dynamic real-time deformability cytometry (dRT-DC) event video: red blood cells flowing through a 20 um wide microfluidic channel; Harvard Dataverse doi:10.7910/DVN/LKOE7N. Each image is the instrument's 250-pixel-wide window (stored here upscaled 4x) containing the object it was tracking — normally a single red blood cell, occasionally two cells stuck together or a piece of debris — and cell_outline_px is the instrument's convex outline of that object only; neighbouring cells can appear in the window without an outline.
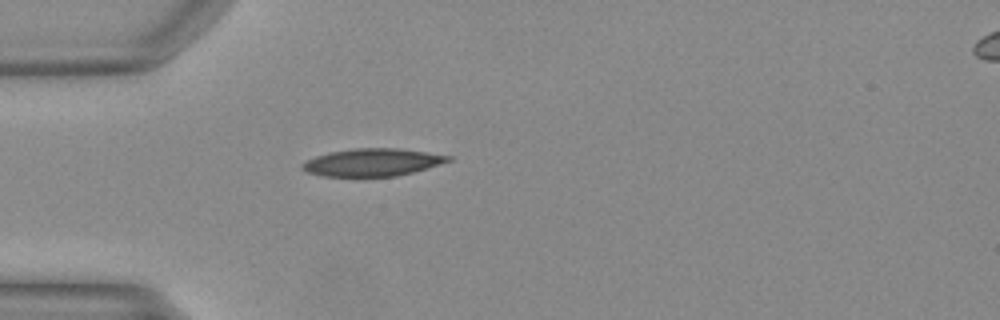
{"species": "Egyptian fruit bat (a non-hibernating species)", "species_latin": "Rousettus aegyptiacus", "temperature_condition": "warm", "stored_images_in_passage": 32, "camera_frame_rate_fps": 3000, "um_per_image_px": 0.085, "animal": {"sex": "female"}, "frame": {"image": 1, "passage_image": 1, "time_ms": 0.0, "image_size_px": [1000, 320], "cell_outline_px": [[452, 160], [440, 164], [412, 172], [396, 176], [324, 176], [308, 172], [300, 168], [300, 164], [316, 156], [332, 152], [356, 148], [400, 148], [452, 156]], "centroid_in_image_um": [31.66, 13.79], "position_along_channel_um": 53.3, "area_um2": 23.18}}
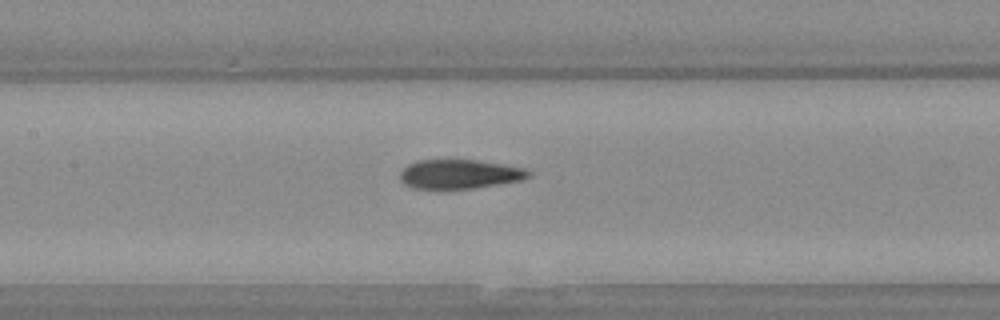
{"frame": {"image": 2, "passage_image": 10, "time_ms": 3.0, "image_size_px": [1000, 320], "cell_outline_px": [[532, 176], [520, 180], [472, 188], [412, 188], [404, 184], [400, 180], [400, 172], [408, 164], [416, 160], [476, 160], [524, 168], [532, 172]], "centroid_in_image_um": [39.04, 14.79], "position_along_channel_um": 168.4, "area_um2": 21.62}}
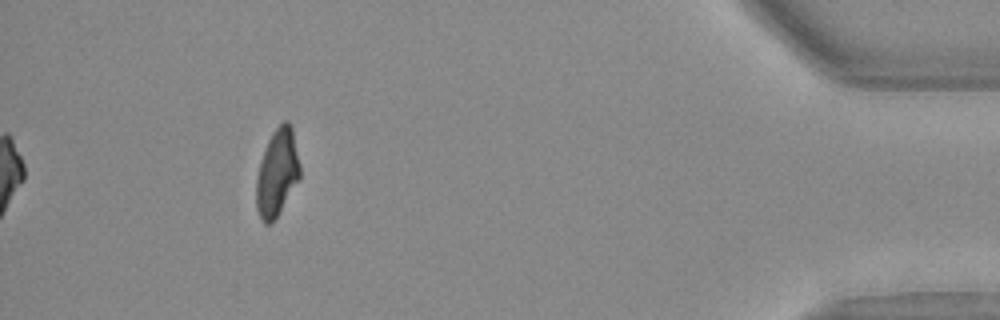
{"frame": {"image": 3, "passage_image": 32, "time_ms": 10.333, "image_size_px": [1000, 320], "cell_outline_px": [[300, 176], [272, 224], [264, 224], [256, 208], [256, 180], [260, 164], [268, 140], [272, 132], [284, 120], [288, 120], [292, 124], [300, 168]], "centroid_in_image_um": [23.55, 14.66], "position_along_channel_um": 411.6, "area_um2": 21.85}}